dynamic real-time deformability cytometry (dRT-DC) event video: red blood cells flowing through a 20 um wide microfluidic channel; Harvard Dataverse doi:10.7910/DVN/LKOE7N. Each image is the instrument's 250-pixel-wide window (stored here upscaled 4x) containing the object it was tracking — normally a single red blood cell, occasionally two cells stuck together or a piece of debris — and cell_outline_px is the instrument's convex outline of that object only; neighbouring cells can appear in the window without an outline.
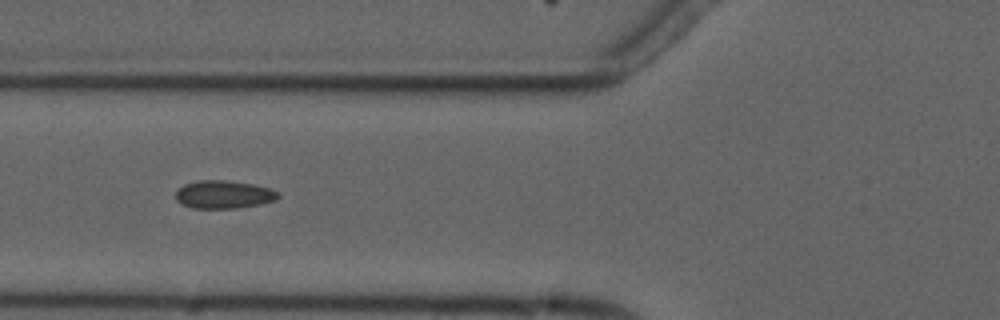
{"species": "common noctule bat (a hibernating species)", "species_latin": "Nyctalus noctula", "temperature_condition": "cold", "stored_images_in_passage": 6, "camera_frame_rate_fps": 3000, "um_per_image_px": 0.085, "animal": {"sex": "male", "forearm_length_mm": 52.5}, "frame": {"image": 1, "passage_image": 5, "time_ms": 4.667, "image_size_px": [1000, 320], "cell_outline_px": [[280, 196], [276, 200], [260, 204], [236, 208], [192, 208], [176, 200], [176, 192], [184, 184], [200, 180], [224, 180], [252, 184], [268, 188], [276, 192]], "centroid_in_image_um": [19.0, 16.53], "position_along_channel_um": 106.8, "area_um2": 16.47}}
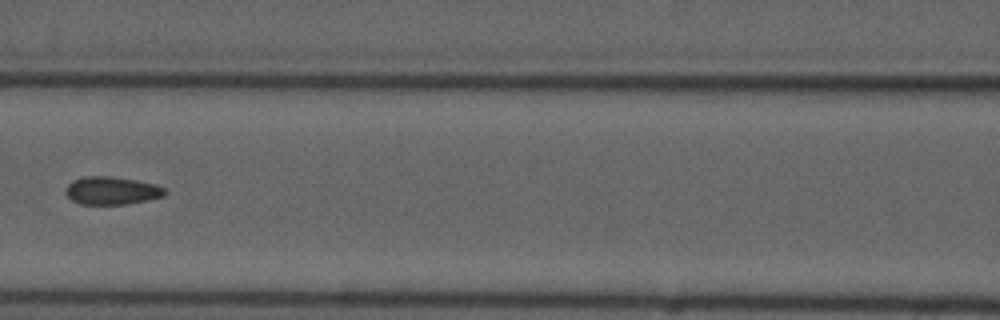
{"frame": {"image": 2, "passage_image": 6, "time_ms": 6.0, "image_size_px": [1000, 320], "cell_outline_px": [[168, 192], [164, 196], [148, 200], [128, 204], [80, 204], [72, 200], [64, 192], [64, 188], [72, 180], [84, 176], [112, 176], [136, 180], [152, 184], [164, 188]], "centroid_in_image_um": [9.47, 16.2], "position_along_channel_um": 157.1, "area_um2": 16.24}}